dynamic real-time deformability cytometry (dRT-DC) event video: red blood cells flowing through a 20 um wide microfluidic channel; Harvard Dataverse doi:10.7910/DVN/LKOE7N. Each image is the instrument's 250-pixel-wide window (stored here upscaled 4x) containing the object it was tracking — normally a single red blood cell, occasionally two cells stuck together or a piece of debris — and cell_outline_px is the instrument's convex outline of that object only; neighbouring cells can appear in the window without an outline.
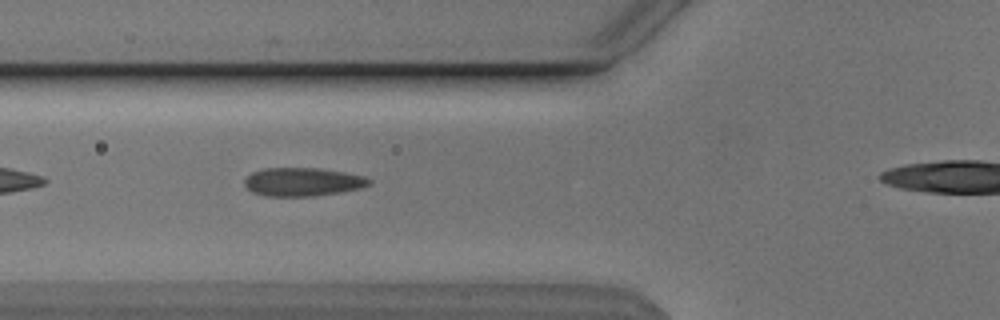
{"species": "Egyptian fruit bat (a non-hibernating species)", "species_latin": "Rousettus aegyptiacus", "temperature_condition": "cold", "stored_images_in_passage": 32, "camera_frame_rate_fps": 3000, "um_per_image_px": 0.085, "animal": {"sex": "male"}, "frame": {"image": 1, "passage_image": 5, "time_ms": 1.333, "image_size_px": [1000, 320], "cell_outline_px": [[372, 184], [360, 188], [340, 192], [312, 196], [264, 196], [252, 192], [244, 184], [244, 180], [252, 172], [264, 168], [320, 168], [344, 172], [364, 176], [372, 180]], "centroid_in_image_um": [25.73, 15.46], "position_along_channel_um": 100.1, "area_um2": 20.69}}
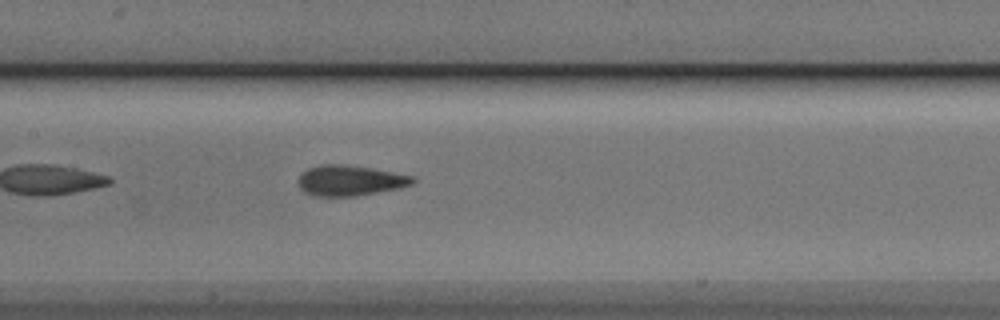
{"frame": {"image": 2, "passage_image": 11, "time_ms": 3.333, "image_size_px": [1000, 320], "cell_outline_px": [[416, 180], [412, 184], [400, 188], [356, 196], [312, 196], [304, 192], [300, 188], [296, 180], [308, 168], [320, 164], [344, 164], [372, 168], [416, 176]], "centroid_in_image_um": [29.75, 15.34], "position_along_channel_um": 177.6, "area_um2": 20.58}}
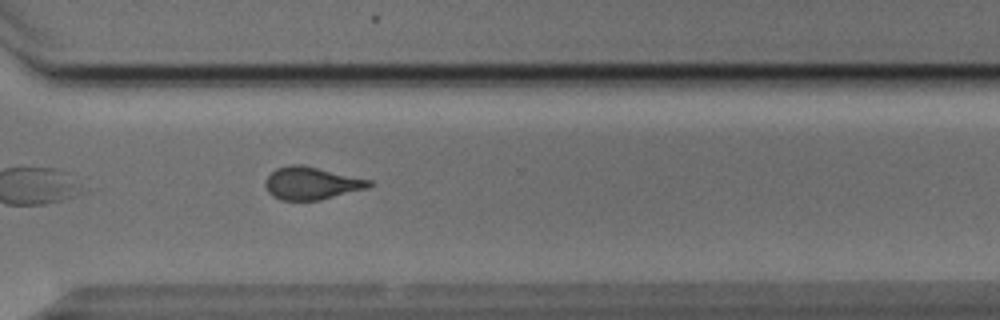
{"frame": {"image": 3, "passage_image": 24, "time_ms": 7.667, "image_size_px": [1000, 320], "cell_outline_px": [[376, 184], [368, 188], [320, 200], [280, 200], [272, 196], [268, 192], [264, 184], [268, 176], [276, 168], [288, 164], [304, 164], [372, 180]], "centroid_in_image_um": [26.5, 15.56], "position_along_channel_um": 344.1, "area_um2": 20.06}, "authors_computed_cell_mechanics": {"area_um2": 20.4034, "velocity_mm_per_s": 3.8507, "shape_relaxation_time_tau1_ms": 4.3888, "shape_relaxation_time_tau2_ms": 1.4349, "deformation_change_tau1": 0.1308, "deformation_change_tau2": 0.0507}}